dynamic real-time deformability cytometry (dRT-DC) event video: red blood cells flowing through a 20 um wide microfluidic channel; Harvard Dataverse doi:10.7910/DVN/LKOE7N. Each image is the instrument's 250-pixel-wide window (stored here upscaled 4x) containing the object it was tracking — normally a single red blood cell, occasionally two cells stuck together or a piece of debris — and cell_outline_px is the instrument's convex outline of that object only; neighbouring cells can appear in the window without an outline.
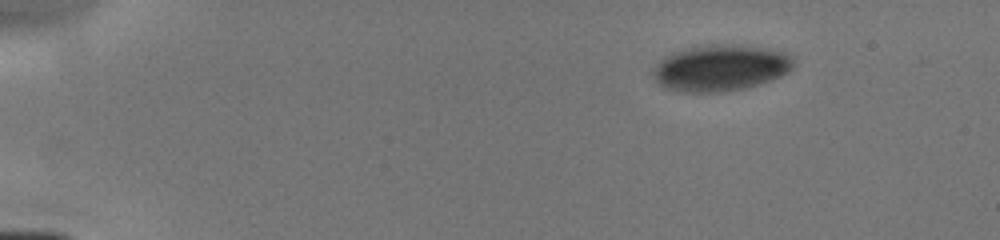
{"species": "human", "species_latin": "Homo sapiens", "temperature_condition": "cold", "stored_images_in_passage": 8, "segment_of_instrument_passage": [2, 2], "camera_frame_rate_fps": 3000, "um_per_image_px": 0.085, "donor": {"sex": "male"}, "frame": {"image": 1, "passage_image": 8, "time_ms": 6.667, "image_size_px": [1000, 240], "cell_outline_px": [[796, 56], [792, 68], [788, 72], [772, 80], [760, 84], [744, 88], [720, 92], [680, 92], [664, 88], [652, 76], [652, 68], [664, 56], [672, 52], [696, 44], [732, 44], [768, 48], [788, 52]], "centroid_in_image_um": [61.25, 5.75], "position_along_channel_um": 23.8, "area_um2": 38.78}}